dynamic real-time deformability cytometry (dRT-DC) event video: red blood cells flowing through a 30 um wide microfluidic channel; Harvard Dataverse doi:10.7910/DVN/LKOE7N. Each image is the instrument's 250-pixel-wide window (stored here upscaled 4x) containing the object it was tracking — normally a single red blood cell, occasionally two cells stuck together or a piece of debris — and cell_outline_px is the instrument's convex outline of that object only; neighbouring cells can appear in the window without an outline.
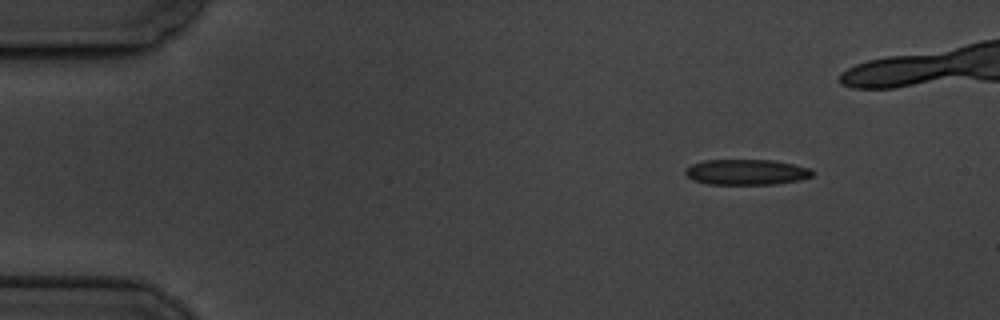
{"species": "common noctule bat (a hibernating species)", "species_latin": "Nyctalus noctula", "temperature_condition": "cold", "stored_images_in_passage": 6, "segment_of_instrument_passage": [1, 2], "camera_frame_rate_fps": 3000, "um_per_image_px": 0.085, "animal": {"sex": "male", "body_mass_g": 19.5, "forearm_length_mm": 54.6}, "frame": {"image": 1, "passage_image": 1, "time_ms": 0.0, "image_size_px": [1000, 320], "cell_outline_px": [[812, 176], [800, 180], [776, 184], [708, 184], [692, 180], [684, 172], [692, 164], [704, 160], [776, 160], [808, 168], [812, 172]], "centroid_in_image_um": [63.43, 14.63], "position_along_channel_um": 21.6, "area_um2": 18.79}}
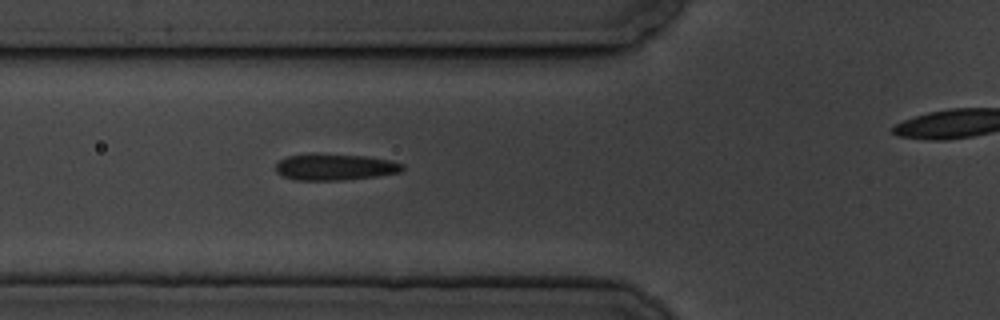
{"frame": {"image": 2, "passage_image": 5, "time_ms": 4.667, "image_size_px": [1000, 320], "cell_outline_px": [[404, 168], [400, 172], [376, 176], [344, 180], [296, 180], [284, 176], [276, 172], [276, 164], [280, 160], [288, 156], [312, 152], [368, 156], [392, 160], [404, 164]], "centroid_in_image_um": [28.48, 14.17], "position_along_channel_um": 97.3, "area_um2": 19.88}}